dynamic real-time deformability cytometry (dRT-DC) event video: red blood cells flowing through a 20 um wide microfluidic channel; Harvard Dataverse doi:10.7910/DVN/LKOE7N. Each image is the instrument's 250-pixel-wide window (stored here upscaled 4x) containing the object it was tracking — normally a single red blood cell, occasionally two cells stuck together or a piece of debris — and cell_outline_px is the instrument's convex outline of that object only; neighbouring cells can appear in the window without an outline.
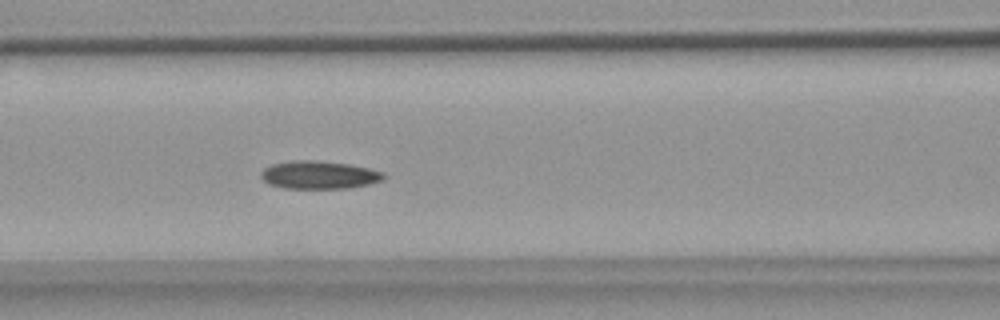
{"species": "common noctule bat (a hibernating species)", "species_latin": "Nyctalus noctula", "temperature_condition": "warm", "stored_images_in_passage": 47, "camera_frame_rate_fps": 3000, "um_per_image_px": 0.085, "animal": {"sex": "female", "body_mass_g": 18.4}, "frame": {"image": 1, "passage_image": 22, "time_ms": 7.0, "image_size_px": [1000, 320], "cell_outline_px": [[384, 180], [352, 188], [284, 188], [268, 184], [260, 176], [260, 172], [264, 168], [272, 164], [296, 160], [312, 160], [348, 164], [368, 168], [384, 172]], "centroid_in_image_um": [27.11, 14.87], "position_along_channel_um": 139.5, "area_um2": 19.94}}
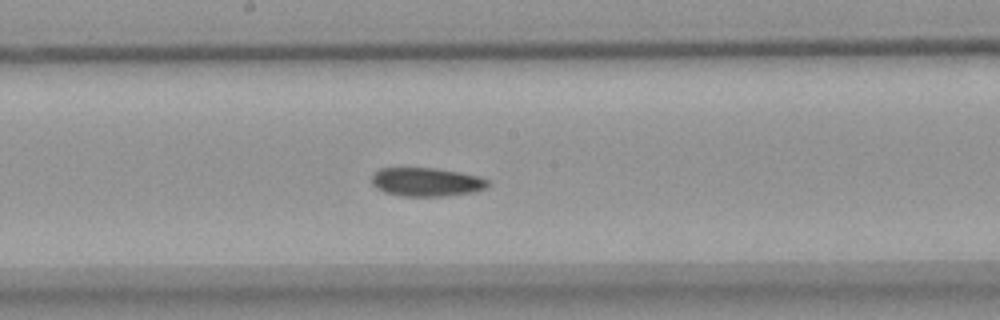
{"frame": {"image": 2, "passage_image": 28, "time_ms": 9.0, "image_size_px": [1000, 320], "cell_outline_px": [[488, 184], [484, 188], [476, 192], [444, 196], [400, 196], [384, 192], [376, 188], [372, 184], [372, 176], [380, 168], [436, 168], [476, 176], [488, 180]], "centroid_in_image_um": [36.21, 15.48], "position_along_channel_um": 212.0, "area_um2": 19.25}}
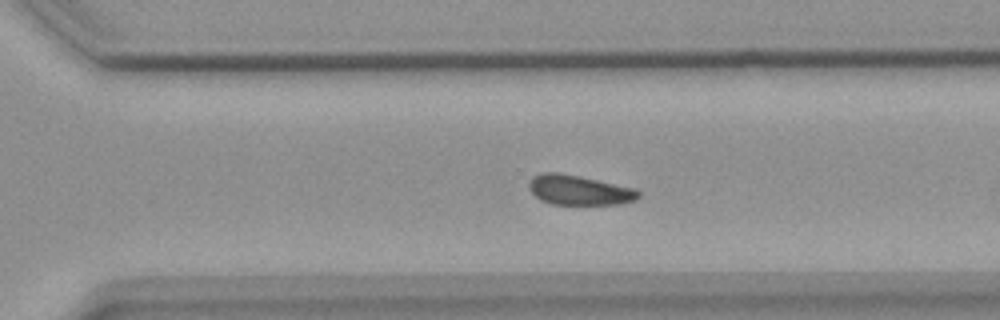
{"frame": {"image": 3, "passage_image": 37, "time_ms": 12.0, "image_size_px": [1000, 320], "cell_outline_px": [[640, 196], [636, 200], [620, 204], [552, 204], [540, 200], [528, 188], [528, 184], [536, 176], [544, 172], [556, 172], [580, 176], [632, 188], [640, 192]], "centroid_in_image_um": [49.22, 16.17], "position_along_channel_um": 321.4, "area_um2": 18.73}, "authors_computed_cell_mechanics": {"area_um2": 19.941, "velocity_mm_per_s": 3.6421, "shape_relaxation_time_tau1_ms": null, "shape_relaxation_time_tau2_ms": 7.8673, "deformation_change_tau1": null, "deformation_change_tau2": 0.1432}}